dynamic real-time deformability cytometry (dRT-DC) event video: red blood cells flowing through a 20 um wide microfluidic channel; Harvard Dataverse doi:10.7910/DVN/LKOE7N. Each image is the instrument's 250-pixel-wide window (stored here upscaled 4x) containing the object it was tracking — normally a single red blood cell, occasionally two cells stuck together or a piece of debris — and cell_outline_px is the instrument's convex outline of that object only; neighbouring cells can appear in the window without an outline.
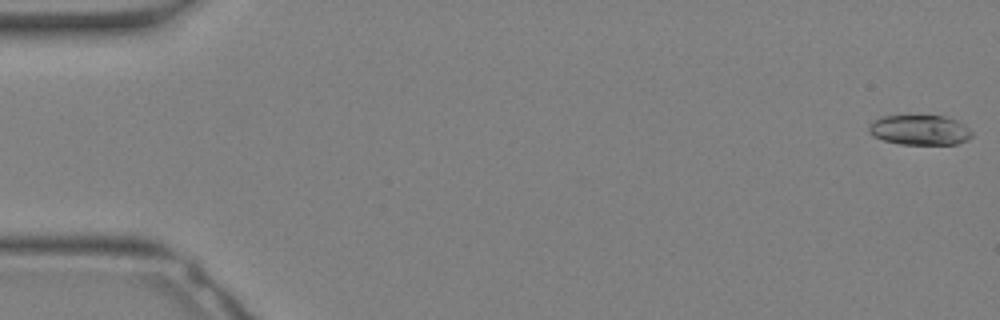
{"species": "Egyptian fruit bat (a non-hibernating species)", "species_latin": "Rousettus aegyptiacus", "temperature_condition": "warm", "stored_images_in_passage": 33, "camera_frame_rate_fps": 3000, "um_per_image_px": 0.085, "animal": {"sex": "female"}, "frame": {"image": 1, "passage_image": 1, "time_ms": 0.0, "image_size_px": [1000, 320], "cell_outline_px": [[972, 136], [968, 140], [956, 144], [900, 144], [884, 140], [872, 136], [868, 132], [868, 124], [884, 116], [944, 116], [956, 120], [964, 124], [972, 132]], "centroid_in_image_um": [78.18, 11.06], "position_along_channel_um": 6.8, "area_um2": 17.98}}
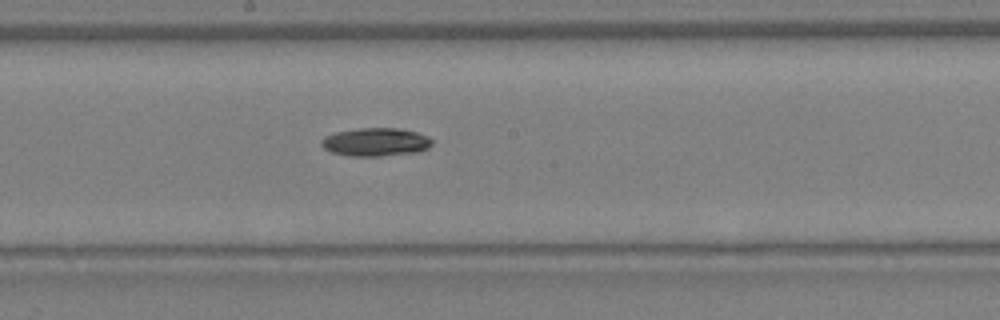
{"frame": {"image": 2, "passage_image": 18, "time_ms": 5.667, "image_size_px": [1000, 320], "cell_outline_px": [[432, 144], [428, 148], [416, 152], [380, 156], [348, 156], [332, 152], [324, 148], [320, 144], [320, 140], [324, 136], [336, 132], [360, 128], [400, 128], [416, 132], [428, 136], [432, 140]], "centroid_in_image_um": [31.91, 12.07], "position_along_channel_um": 216.3, "area_um2": 18.26}}
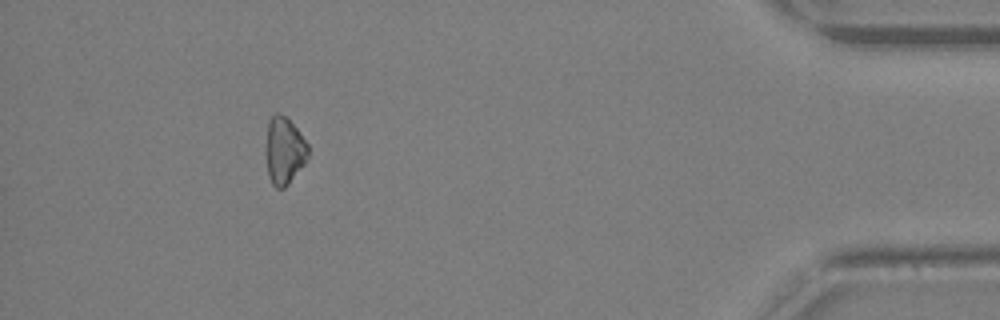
{"frame": {"image": 3, "passage_image": 30, "time_ms": 9.667, "image_size_px": [1000, 320], "cell_outline_px": [[308, 156], [304, 164], [288, 184], [284, 188], [276, 188], [272, 184], [268, 176], [264, 152], [264, 148], [268, 120], [276, 112], [288, 116], [300, 132], [308, 144]], "centroid_in_image_um": [24.12, 12.77], "position_along_channel_um": 411.1, "area_um2": 17.11}}